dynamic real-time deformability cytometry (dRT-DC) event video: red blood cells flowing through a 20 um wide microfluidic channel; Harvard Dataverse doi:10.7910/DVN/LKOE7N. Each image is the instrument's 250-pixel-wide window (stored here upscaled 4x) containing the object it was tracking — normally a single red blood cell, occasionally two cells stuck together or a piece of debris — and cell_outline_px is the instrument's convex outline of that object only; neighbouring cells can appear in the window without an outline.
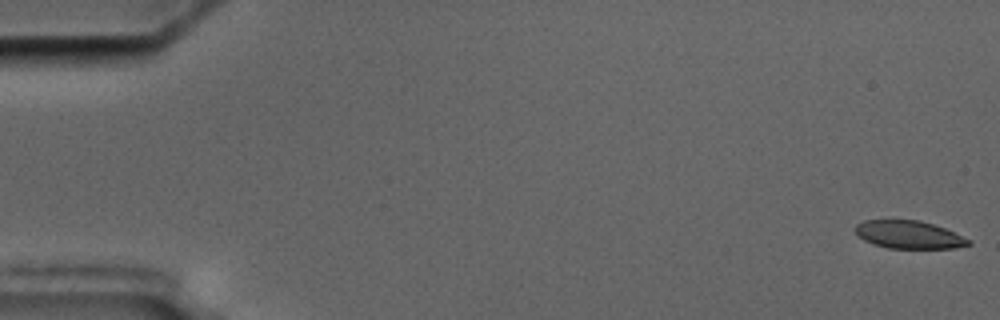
{"species": "common noctule bat (a hibernating species)", "species_latin": "Nyctalus noctula", "temperature_condition": "cold", "stored_images_in_passage": 57, "segment_of_instrument_passage": [1, 2], "camera_frame_rate_fps": 3000, "um_per_image_px": 0.085, "animal": {"sex": "male", "body_mass_g": 17.5, "forearm_length_mm": 52.3}, "frame": {"image": 1, "passage_image": 1, "time_ms": 0.0, "image_size_px": [1000, 320], "cell_outline_px": [[972, 244], [956, 248], [888, 248], [872, 244], [856, 236], [856, 224], [864, 220], [920, 220], [944, 228], [972, 240]], "centroid_in_image_um": [77.25, 19.95], "position_along_channel_um": 7.7, "area_um2": 18.44}}
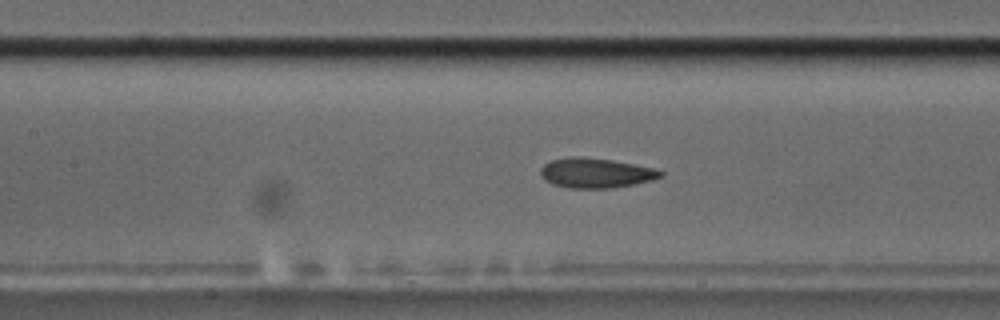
{"frame": {"image": 2, "passage_image": 26, "time_ms": 8.333, "image_size_px": [1000, 320], "cell_outline_px": [[664, 176], [652, 180], [632, 184], [608, 188], [568, 188], [552, 184], [544, 180], [540, 176], [540, 168], [544, 164], [552, 160], [572, 156], [584, 156], [612, 160], [656, 168], [664, 172]], "centroid_in_image_um": [50.63, 14.69], "position_along_channel_um": 156.8, "area_um2": 21.04}}
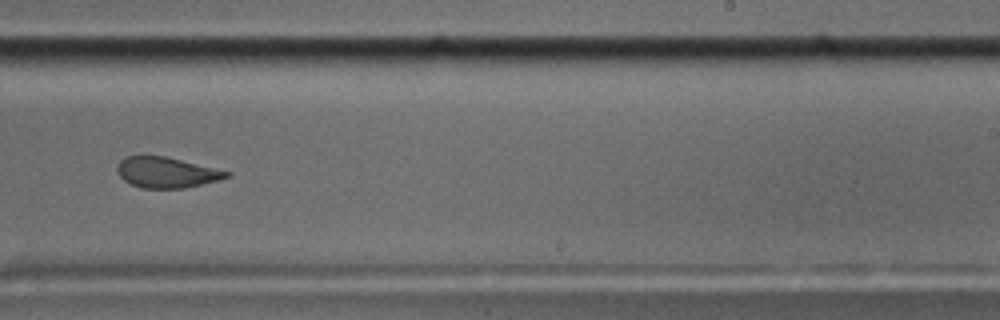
{"frame": {"image": 3, "passage_image": 36, "time_ms": 11.667, "image_size_px": [1000, 320], "cell_outline_px": [[232, 176], [220, 180], [184, 188], [140, 188], [124, 180], [120, 176], [116, 168], [120, 160], [128, 156], [164, 156], [232, 172]], "centroid_in_image_um": [14.18, 14.66], "position_along_channel_um": 274.8, "area_um2": 19.42}}